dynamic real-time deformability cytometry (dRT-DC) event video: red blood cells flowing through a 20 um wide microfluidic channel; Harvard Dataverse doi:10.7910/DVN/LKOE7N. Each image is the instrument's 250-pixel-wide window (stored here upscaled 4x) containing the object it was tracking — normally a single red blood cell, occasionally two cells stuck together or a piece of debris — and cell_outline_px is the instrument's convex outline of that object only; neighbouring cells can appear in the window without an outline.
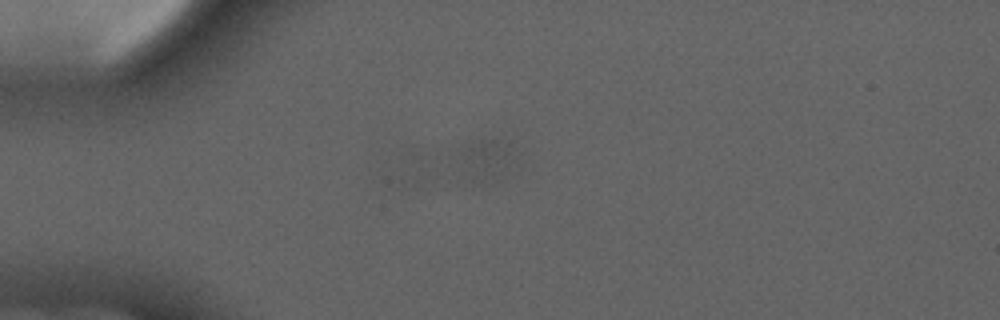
{"species": "common noctule bat (a hibernating species)", "species_latin": "Nyctalus noctula", "temperature_condition": "cold", "stored_images_in_passage": 11, "camera_frame_rate_fps": 3000, "um_per_image_px": 0.085, "animal": {"sex": "male", "forearm_length_mm": 52.5}, "frame": {"image": 1, "passage_image": 2, "time_ms": 1.333, "image_size_px": [1000, 320], "cell_outline_px": [[520, 164], [500, 180], [480, 184], [472, 180], [448, 164], [448, 156], [472, 140], [504, 140], [520, 152]], "centroid_in_image_um": [41.26, 13.61], "position_along_channel_um": 43.7, "area_um2": 16.59}}
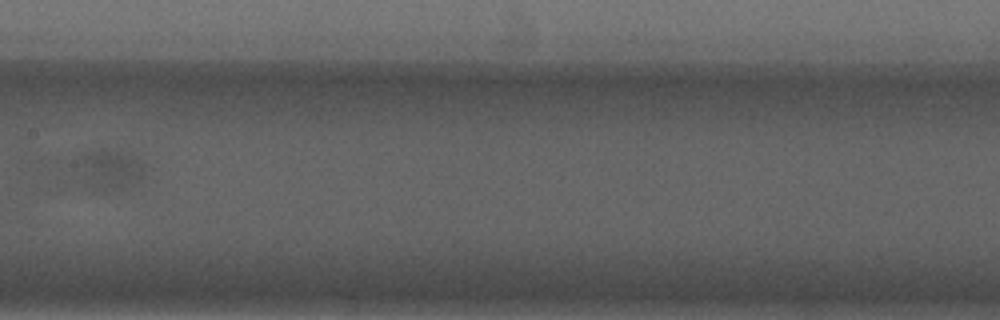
{"frame": {"image": 2, "passage_image": 6, "time_ms": 6.0, "image_size_px": [1000, 320], "cell_outline_px": [[144, 172], [140, 180], [116, 192], [96, 192], [88, 188], [80, 180], [84, 152], [112, 152], [128, 156], [144, 164]], "centroid_in_image_um": [9.33, 14.57], "position_along_channel_um": 198.1, "area_um2": 14.85}}
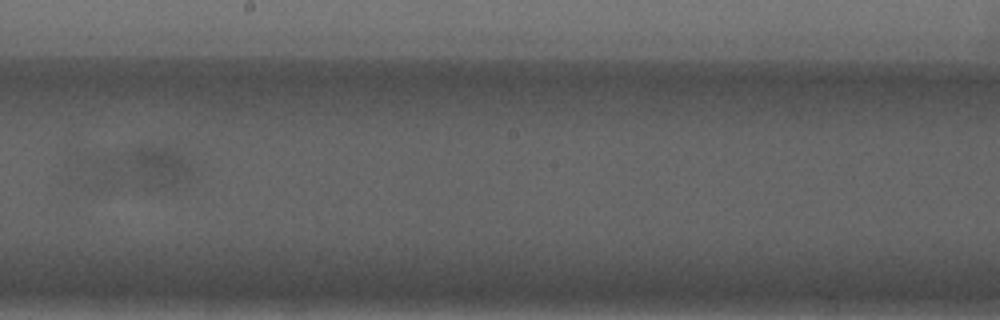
{"frame": {"image": 3, "passage_image": 7, "time_ms": 7.0, "image_size_px": [1000, 320], "cell_outline_px": [[196, 180], [176, 188], [88, 188], [84, 184], [96, 160], [104, 156], [140, 148], [160, 148], [172, 152], [180, 156], [192, 168]], "centroid_in_image_um": [11.95, 14.48], "position_along_channel_um": 236.3, "area_um2": 25.55}}